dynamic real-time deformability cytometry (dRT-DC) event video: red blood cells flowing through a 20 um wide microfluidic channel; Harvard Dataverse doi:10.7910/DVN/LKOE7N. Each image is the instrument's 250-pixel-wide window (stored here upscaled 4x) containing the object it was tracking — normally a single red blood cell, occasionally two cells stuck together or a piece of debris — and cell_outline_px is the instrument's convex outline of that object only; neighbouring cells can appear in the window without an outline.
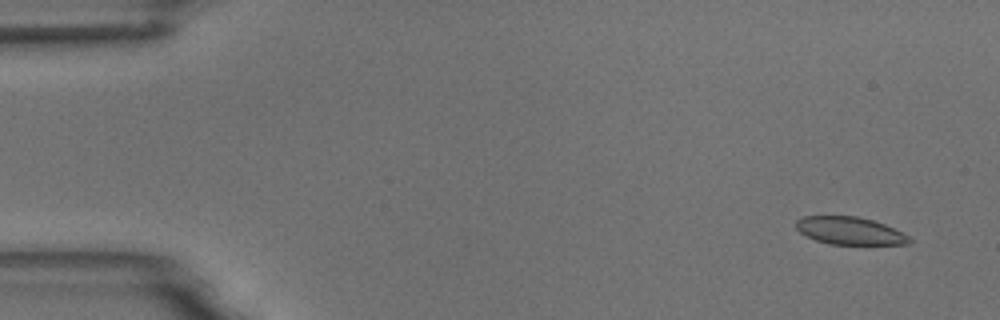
{"species": "common noctule bat (a hibernating species)", "species_latin": "Nyctalus noctula", "temperature_condition": "room temperature", "stored_images_in_passage": 5, "camera_frame_rate_fps": 3000, "um_per_image_px": 0.085, "animal": {"sex": "male", "body_mass_g": 18.8}, "frame": {"image": 1, "passage_image": 1, "time_ms": 0.0, "image_size_px": [1000, 320], "cell_outline_px": [[912, 240], [908, 244], [832, 244], [816, 240], [800, 232], [796, 228], [796, 220], [804, 216], [856, 216], [872, 220], [884, 224], [908, 236]], "centroid_in_image_um": [72.21, 19.61], "position_along_channel_um": 12.8, "area_um2": 17.92}}
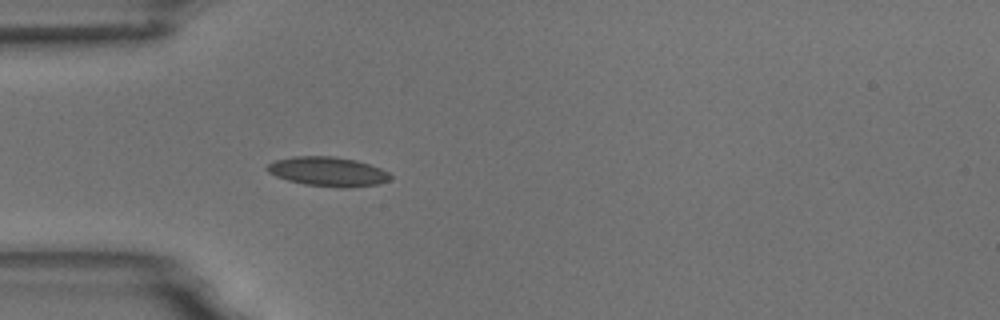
{"frame": {"image": 2, "passage_image": 5, "time_ms": 4.333, "image_size_px": [1000, 320], "cell_outline_px": [[392, 176], [388, 180], [380, 184], [352, 188], [340, 188], [304, 184], [288, 180], [276, 176], [268, 172], [264, 168], [268, 164], [276, 160], [292, 156], [332, 156], [356, 160], [380, 168], [388, 172]], "centroid_in_image_um": [27.87, 14.59], "position_along_channel_um": 57.1, "area_um2": 21.21}}